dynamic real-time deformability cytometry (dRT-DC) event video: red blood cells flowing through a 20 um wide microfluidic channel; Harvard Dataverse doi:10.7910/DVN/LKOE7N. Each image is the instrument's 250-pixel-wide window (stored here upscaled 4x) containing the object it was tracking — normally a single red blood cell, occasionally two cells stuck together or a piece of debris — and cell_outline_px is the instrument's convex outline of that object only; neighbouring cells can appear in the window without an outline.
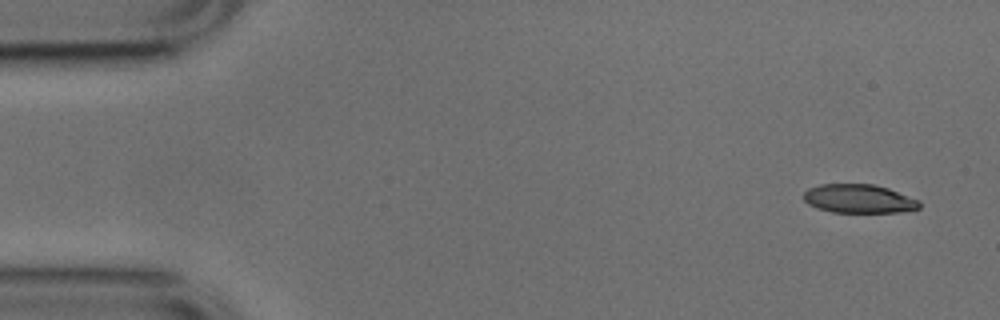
{"species": "common noctule bat (a hibernating species)", "species_latin": "Nyctalus noctula", "temperature_condition": "cold", "stored_images_in_passage": 4, "camera_frame_rate_fps": 3000, "um_per_image_px": 0.085, "animal": {"sex": "male", "body_mass_g": 17.9, "forearm_length_mm": 54.2}, "frame": {"image": 1, "passage_image": 1, "time_ms": 0.0, "image_size_px": [1000, 320], "cell_outline_px": [[920, 208], [900, 212], [832, 212], [816, 208], [808, 204], [804, 200], [804, 192], [808, 188], [820, 184], [872, 184], [888, 188], [920, 200]], "centroid_in_image_um": [73.0, 16.89], "position_along_channel_um": 12.0, "area_um2": 19.42}}
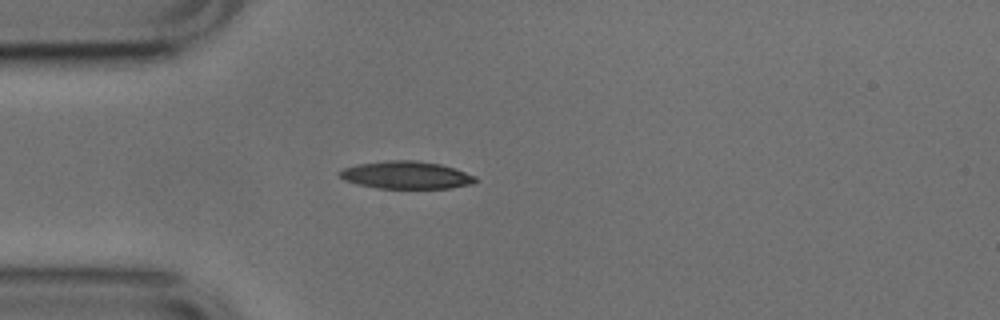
{"frame": {"image": 2, "passage_image": 4, "time_ms": 1.0, "image_size_px": [1000, 320], "cell_outline_px": [[480, 180], [472, 184], [452, 188], [376, 188], [356, 184], [344, 180], [336, 172], [344, 168], [356, 164], [388, 160], [416, 160], [440, 164], [476, 176]], "centroid_in_image_um": [34.51, 14.88], "position_along_channel_um": 50.5, "area_um2": 21.96}}